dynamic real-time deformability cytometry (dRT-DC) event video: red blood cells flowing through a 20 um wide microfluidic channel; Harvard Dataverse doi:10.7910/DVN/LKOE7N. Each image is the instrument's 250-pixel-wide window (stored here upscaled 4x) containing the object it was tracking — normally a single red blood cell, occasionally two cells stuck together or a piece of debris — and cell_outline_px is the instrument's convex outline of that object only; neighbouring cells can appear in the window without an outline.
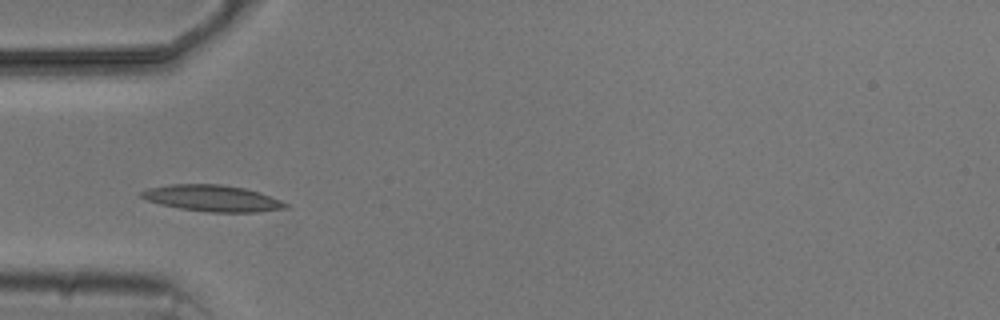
{"species": "common noctule bat (a hibernating species)", "species_latin": "Nyctalus noctula", "temperature_condition": "cold", "stored_images_in_passage": 8, "camera_frame_rate_fps": 3000, "um_per_image_px": 0.085, "animal": {"sex": "male", "body_mass_g": 20.5, "forearm_length_mm": 52.5}, "frame": {"image": 1, "passage_image": 4, "time_ms": 4.333, "image_size_px": [1000, 320], "cell_outline_px": [[292, 204], [288, 208], [260, 212], [208, 212], [180, 208], [160, 204], [136, 196], [140, 192], [148, 188], [168, 184], [220, 184], [244, 188], [260, 192]], "centroid_in_image_um": [18.08, 16.85], "position_along_channel_um": 66.9, "area_um2": 22.43}}
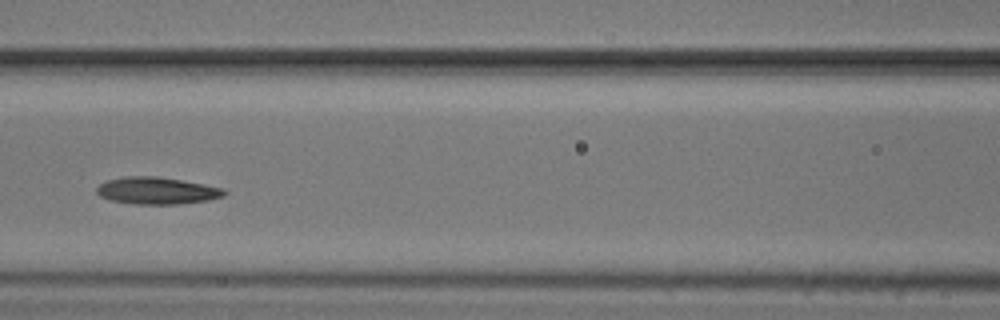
{"frame": {"image": 2, "passage_image": 6, "time_ms": 6.667, "image_size_px": [1000, 320], "cell_outline_px": [[228, 192], [224, 196], [208, 200], [176, 204], [132, 204], [108, 200], [100, 196], [96, 192], [96, 188], [100, 184], [108, 180], [124, 176], [156, 176], [204, 184], [224, 188]], "centroid_in_image_um": [13.32, 16.21], "position_along_channel_um": 153.3, "area_um2": 20.17}}
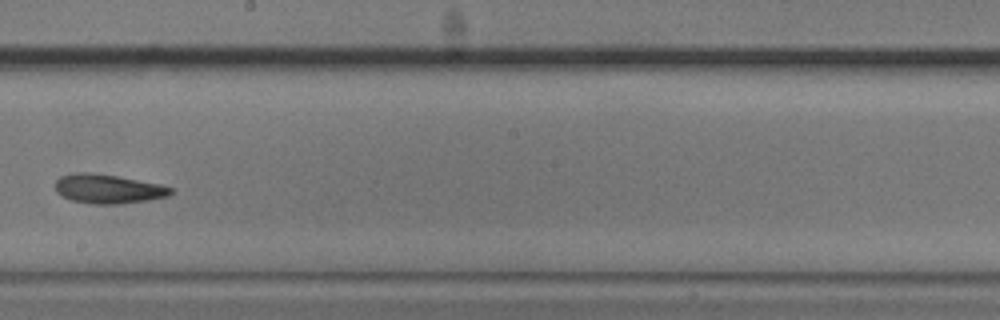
{"frame": {"image": 3, "passage_image": 8, "time_ms": 9.0, "image_size_px": [1000, 320], "cell_outline_px": [[172, 192], [168, 196], [148, 200], [120, 204], [92, 204], [72, 200], [60, 196], [56, 192], [56, 180], [60, 176], [76, 172], [88, 172], [116, 176], [160, 184], [172, 188]], "centroid_in_image_um": [9.15, 16.06], "position_along_channel_um": 239.0, "area_um2": 19.59}}